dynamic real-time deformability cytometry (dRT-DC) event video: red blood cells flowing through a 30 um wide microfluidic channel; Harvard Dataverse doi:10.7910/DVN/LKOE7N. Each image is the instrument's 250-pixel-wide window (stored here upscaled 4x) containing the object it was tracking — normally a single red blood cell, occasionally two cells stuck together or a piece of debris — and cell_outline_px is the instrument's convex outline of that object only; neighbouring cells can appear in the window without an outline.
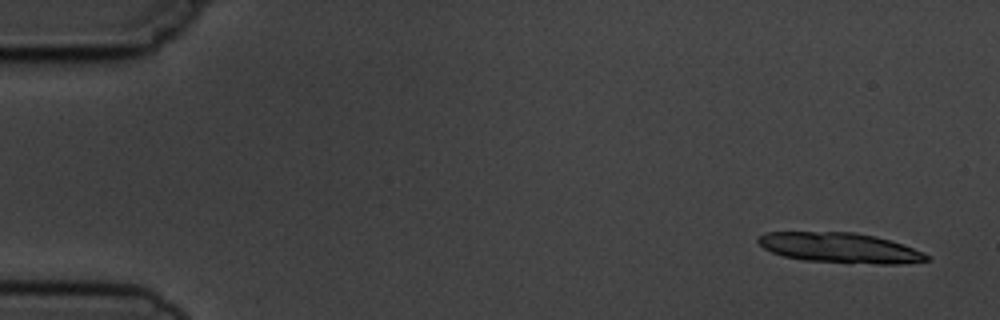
{"species": "common noctule bat (a hibernating species)", "species_latin": "Nyctalus noctula", "temperature_condition": "cold", "stored_images_in_passage": 5, "camera_frame_rate_fps": 3000, "um_per_image_px": 0.085, "animal": {"sex": "male", "body_mass_g": 19.5, "forearm_length_mm": 54.6}, "frame": {"image": 1, "passage_image": 1, "time_ms": 0.0, "image_size_px": [1000, 320], "cell_outline_px": [[928, 260], [900, 264], [848, 264], [804, 260], [784, 256], [772, 252], [764, 248], [756, 240], [764, 232], [856, 232], [876, 236], [924, 252], [928, 256]], "centroid_in_image_um": [71.37, 21.08], "position_along_channel_um": 13.6, "area_um2": 29.71}}